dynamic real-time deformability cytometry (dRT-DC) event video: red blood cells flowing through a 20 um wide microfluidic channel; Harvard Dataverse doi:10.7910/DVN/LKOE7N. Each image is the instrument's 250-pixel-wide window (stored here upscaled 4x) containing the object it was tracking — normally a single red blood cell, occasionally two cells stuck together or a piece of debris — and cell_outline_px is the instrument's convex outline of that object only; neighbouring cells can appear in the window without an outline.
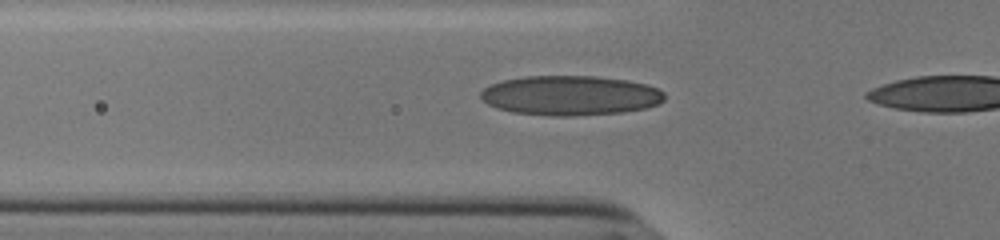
{"species": "human", "species_latin": "Homo sapiens", "temperature_condition": "cold", "stored_images_in_passage": 12, "camera_frame_rate_fps": 3000, "um_per_image_px": 0.085, "donor": {"sex": "male"}, "frame": {"image": 1, "passage_image": 3, "time_ms": 0.667, "image_size_px": [1000, 240], "cell_outline_px": [[664, 100], [656, 104], [644, 108], [624, 112], [572, 116], [552, 116], [512, 112], [496, 108], [488, 104], [480, 96], [480, 92], [484, 88], [492, 84], [504, 80], [524, 76], [596, 76], [628, 80], [644, 84], [656, 88], [664, 92]], "centroid_in_image_um": [48.46, 8.12], "position_along_channel_um": 77.3, "area_um2": 42.48}}
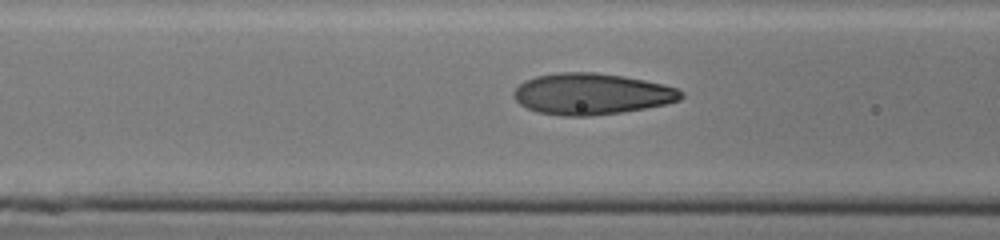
{"frame": {"image": 2, "passage_image": 6, "time_ms": 1.667, "image_size_px": [1000, 240], "cell_outline_px": [[684, 96], [680, 100], [664, 104], [644, 108], [620, 112], [588, 116], [564, 116], [536, 112], [520, 104], [512, 96], [512, 92], [524, 80], [536, 76], [556, 72], [592, 72], [624, 76], [664, 84], [676, 88], [684, 92]], "centroid_in_image_um": [50.26, 7.98], "position_along_channel_um": 116.3, "area_um2": 40.29}}
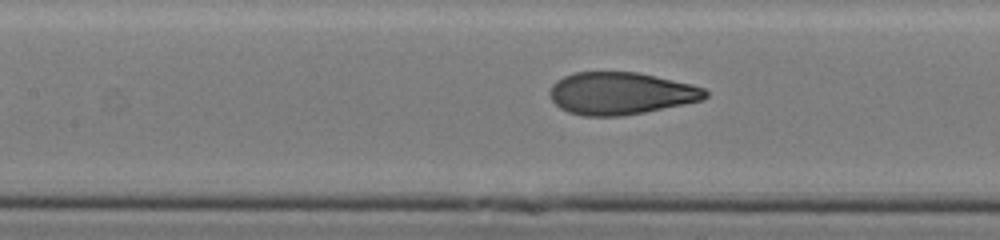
{"frame": {"image": 3, "passage_image": 9, "time_ms": 2.667, "image_size_px": [1000, 240], "cell_outline_px": [[708, 96], [704, 100], [644, 112], [620, 116], [584, 116], [568, 112], [560, 108], [552, 100], [548, 92], [552, 84], [556, 80], [564, 76], [576, 72], [636, 72], [692, 84], [704, 88], [708, 92]], "centroid_in_image_um": [52.75, 7.94], "position_along_channel_um": 154.6, "area_um2": 38.38}}